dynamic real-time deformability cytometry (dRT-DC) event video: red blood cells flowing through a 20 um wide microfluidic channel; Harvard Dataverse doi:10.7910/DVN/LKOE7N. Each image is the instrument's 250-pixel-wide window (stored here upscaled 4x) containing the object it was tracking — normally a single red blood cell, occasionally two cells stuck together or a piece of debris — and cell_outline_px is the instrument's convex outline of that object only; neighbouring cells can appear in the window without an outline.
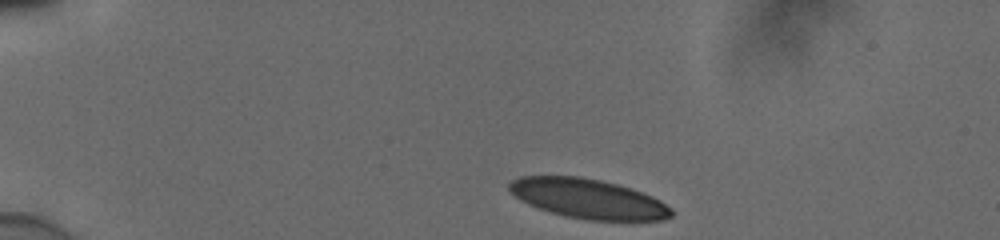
{"species": "human", "species_latin": "Homo sapiens", "temperature_condition": "cold", "stored_images_in_passage": 44, "camera_frame_rate_fps": 3000, "um_per_image_px": 0.085, "donor": {"sex": "male"}, "frame": {"image": 1, "passage_image": 1, "time_ms": 0.0, "image_size_px": [1000, 240], "cell_outline_px": [[672, 216], [660, 220], [588, 220], [564, 216], [536, 208], [520, 200], [508, 192], [508, 184], [512, 180], [520, 176], [580, 176], [600, 180], [616, 184], [652, 196], [660, 200], [672, 208]], "centroid_in_image_um": [49.94, 16.89], "position_along_channel_um": 35.1, "area_um2": 37.45}}
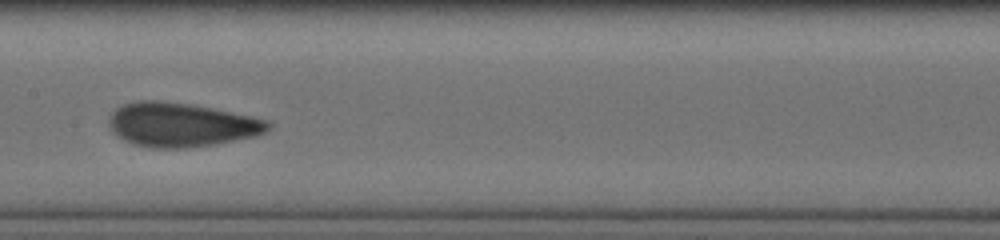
{"frame": {"image": 2, "passage_image": 19, "time_ms": 6.0, "image_size_px": [1000, 240], "cell_outline_px": [[272, 124], [264, 132], [256, 136], [216, 144], [184, 148], [152, 148], [132, 144], [116, 136], [112, 132], [108, 124], [108, 120], [112, 112], [116, 108], [124, 104], [136, 100], [160, 100], [192, 104], [252, 116], [268, 120]], "centroid_in_image_um": [15.37, 10.6], "position_along_channel_um": 192.0, "area_um2": 41.15}}
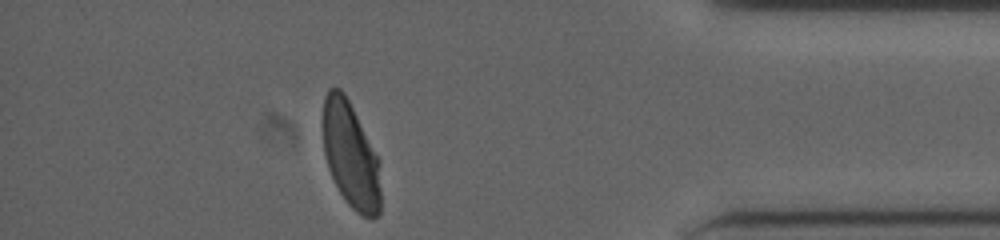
{"frame": {"image": 3, "passage_image": 38, "time_ms": 12.333, "image_size_px": [1000, 240], "cell_outline_px": [[380, 216], [372, 220], [356, 212], [348, 204], [340, 192], [328, 168], [324, 152], [320, 128], [320, 124], [324, 96], [328, 88], [340, 88], [344, 92], [380, 160]], "centroid_in_image_um": [29.78, 13.17], "position_along_channel_um": 405.4, "area_um2": 36.47}, "authors_computed_cell_mechanics": {"area_um2": 39.4485, "velocity_mm_per_s": 3.8573, "shape_relaxation_time_tau1_ms": 3.294, "shape_relaxation_time_tau2_ms": 0.9601, "deformation_change_tau1": 0.1317, "deformation_change_tau2": 0.0651}}